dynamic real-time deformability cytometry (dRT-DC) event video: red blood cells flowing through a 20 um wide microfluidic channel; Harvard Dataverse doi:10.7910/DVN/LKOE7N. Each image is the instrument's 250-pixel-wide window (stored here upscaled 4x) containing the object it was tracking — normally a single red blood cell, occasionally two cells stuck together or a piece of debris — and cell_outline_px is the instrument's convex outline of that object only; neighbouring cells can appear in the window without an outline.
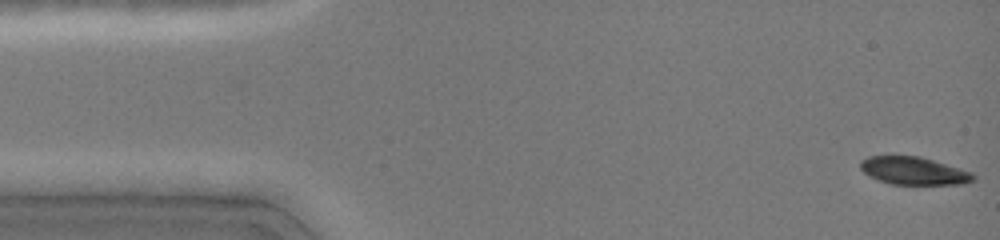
{"species": "common noctule bat (a hibernating species)", "species_latin": "Nyctalus noctula", "temperature_condition": "cold", "stored_images_in_passage": 30, "camera_frame_rate_fps": 3000, "um_per_image_px": 0.085, "animal": {"sex": "female", "body_mass_g": 19.0, "forearm_length_mm": 51.5}, "frame": {"image": 1, "passage_image": 1, "time_ms": 0.0, "image_size_px": [1000, 240], "cell_outline_px": [[976, 180], [964, 184], [892, 184], [868, 176], [860, 168], [860, 160], [868, 156], [920, 156], [972, 172], [976, 176]], "centroid_in_image_um": [77.68, 14.52], "position_along_channel_um": 7.3, "area_um2": 18.26}}
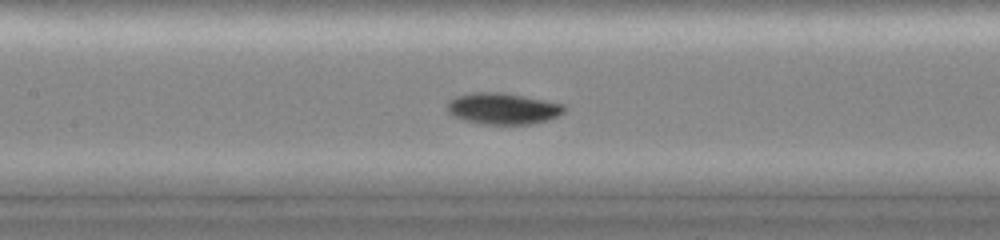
{"frame": {"image": 2, "passage_image": 19, "time_ms": 6.667, "image_size_px": [1000, 240], "cell_outline_px": [[568, 108], [564, 112], [548, 120], [532, 124], [480, 124], [464, 120], [452, 116], [444, 108], [448, 100], [456, 96], [472, 92], [504, 92], [564, 104]], "centroid_in_image_um": [42.7, 9.22], "position_along_channel_um": 164.7, "area_um2": 21.73}}
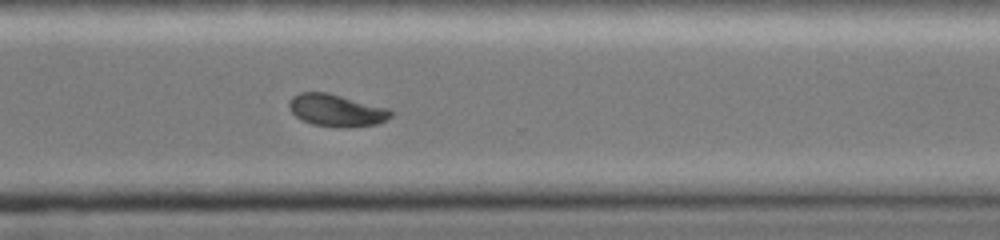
{"frame": {"image": 3, "passage_image": 30, "time_ms": 11.0, "image_size_px": [1000, 240], "cell_outline_px": [[392, 116], [380, 124], [348, 128], [312, 124], [296, 116], [292, 112], [288, 104], [292, 96], [300, 92], [328, 92], [388, 108], [392, 112]], "centroid_in_image_um": [28.62, 9.38], "position_along_channel_um": 342.0, "area_um2": 19.13}}